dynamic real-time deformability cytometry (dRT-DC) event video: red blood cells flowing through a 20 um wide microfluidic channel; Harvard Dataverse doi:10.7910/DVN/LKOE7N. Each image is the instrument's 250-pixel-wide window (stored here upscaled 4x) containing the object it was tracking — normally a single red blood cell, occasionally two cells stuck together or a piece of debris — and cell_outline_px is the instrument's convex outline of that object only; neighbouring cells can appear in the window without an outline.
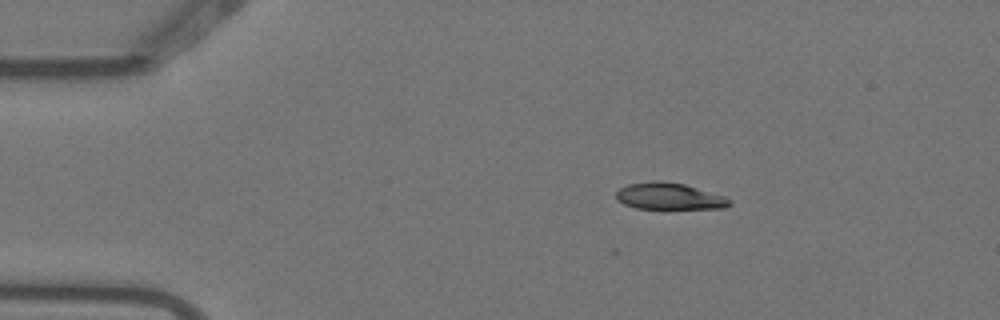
{"species": "Egyptian fruit bat (a non-hibernating species)", "species_latin": "Rousettus aegyptiacus", "temperature_condition": "warm", "stored_images_in_passage": 3, "camera_frame_rate_fps": 3000, "um_per_image_px": 0.085, "animal": {"sex": "female"}, "frame": {"image": 1, "passage_image": 1, "time_ms": 0.0, "image_size_px": [1000, 320], "cell_outline_px": [[732, 204], [724, 208], [636, 208], [624, 204], [616, 200], [616, 192], [620, 188], [628, 184], [684, 184], [724, 196], [732, 200]], "centroid_in_image_um": [56.93, 16.73], "position_along_channel_um": 28.1, "area_um2": 16.65}}
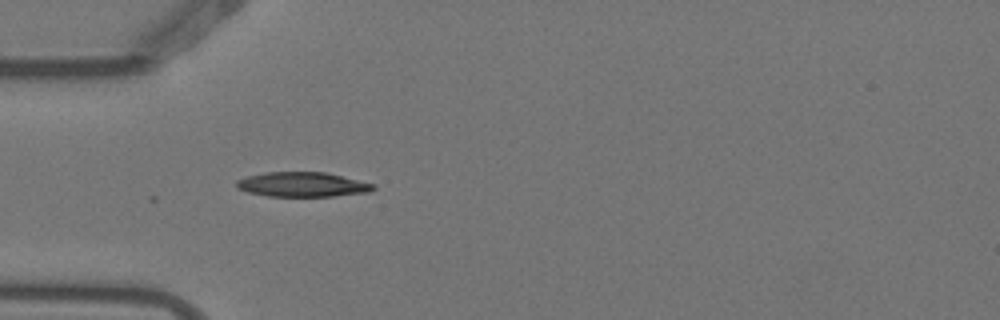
{"frame": {"image": 2, "passage_image": 3, "time_ms": 0.667, "image_size_px": [1000, 320], "cell_outline_px": [[376, 188], [368, 192], [332, 196], [268, 196], [248, 192], [236, 188], [236, 180], [244, 176], [264, 172], [324, 172], [376, 184]], "centroid_in_image_um": [25.66, 15.67], "position_along_channel_um": 59.3, "area_um2": 19.71}}